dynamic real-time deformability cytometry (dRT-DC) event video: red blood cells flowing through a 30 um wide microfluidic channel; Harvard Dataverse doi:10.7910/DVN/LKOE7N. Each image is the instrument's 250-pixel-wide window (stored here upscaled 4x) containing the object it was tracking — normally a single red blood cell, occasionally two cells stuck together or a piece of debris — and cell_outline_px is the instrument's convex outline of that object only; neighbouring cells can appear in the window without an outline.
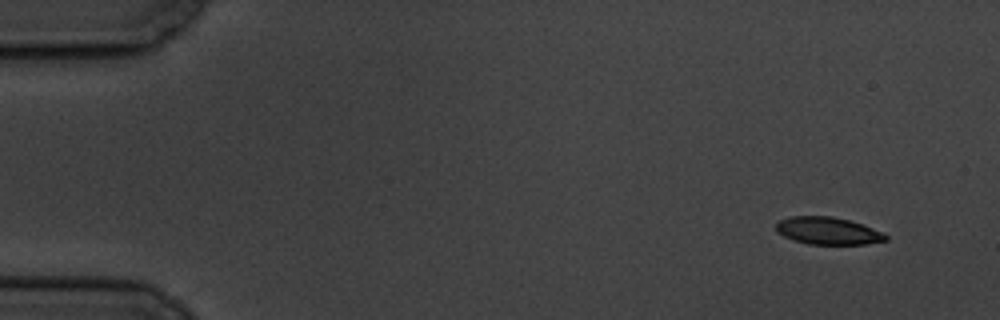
{"species": "common noctule bat (a hibernating species)", "species_latin": "Nyctalus noctula", "temperature_condition": "cold", "stored_images_in_passage": 4, "camera_frame_rate_fps": 3000, "um_per_image_px": 0.085, "animal": {"sex": "male", "body_mass_g": 19.5, "forearm_length_mm": 54.6}, "frame": {"image": 1, "passage_image": 1, "time_ms": 0.0, "image_size_px": [1000, 320], "cell_outline_px": [[888, 240], [868, 244], [808, 244], [792, 240], [776, 232], [776, 224], [780, 220], [792, 216], [832, 216], [848, 220], [872, 228], [888, 236]], "centroid_in_image_um": [70.34, 19.63], "position_along_channel_um": 14.7, "area_um2": 17.4}}
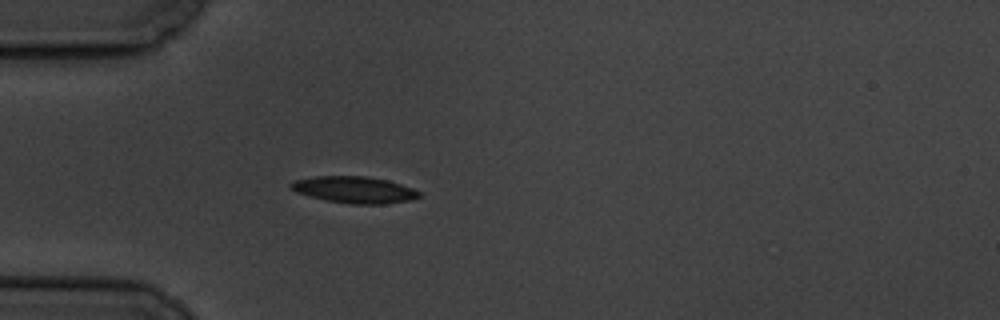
{"frame": {"image": 2, "passage_image": 4, "time_ms": 4.333, "image_size_px": [1000, 320], "cell_outline_px": [[420, 196], [408, 200], [384, 204], [352, 204], [328, 200], [308, 196], [296, 192], [288, 184], [292, 180], [316, 176], [364, 176], [388, 180], [412, 188], [420, 192]], "centroid_in_image_um": [30.08, 16.12], "position_along_channel_um": 54.9, "area_um2": 19.77}}